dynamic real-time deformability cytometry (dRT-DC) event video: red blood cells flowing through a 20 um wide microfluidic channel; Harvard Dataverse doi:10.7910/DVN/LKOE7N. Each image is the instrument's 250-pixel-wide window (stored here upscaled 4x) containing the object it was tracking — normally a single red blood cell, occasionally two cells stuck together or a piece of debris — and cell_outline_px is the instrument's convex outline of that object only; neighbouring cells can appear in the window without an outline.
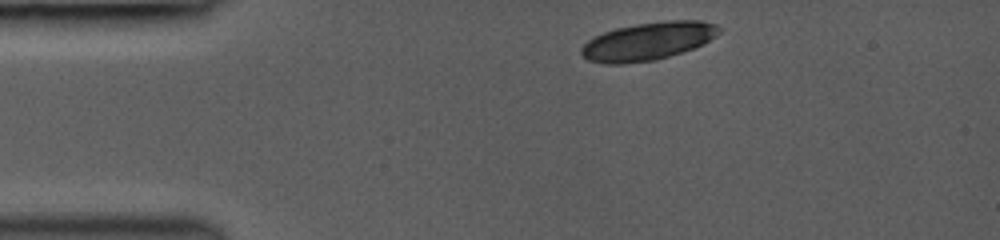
{"species": "common noctule bat (a hibernating species)", "species_latin": "Nyctalus noctula", "temperature_condition": "room temperature", "stored_images_in_passage": 37, "camera_frame_rate_fps": 3000, "um_per_image_px": 0.085, "animal": {"sex": "female", "body_mass_g": 19.0, "forearm_length_mm": 53.3}, "frame": {"image": 1, "passage_image": 1, "time_ms": 0.0, "image_size_px": [1000, 240], "cell_outline_px": [[724, 28], [716, 36], [704, 44], [656, 60], [624, 64], [604, 64], [588, 60], [580, 52], [580, 48], [588, 40], [604, 32], [616, 28], [636, 24], [664, 20], [700, 20], [716, 24]], "centroid_in_image_um": [55.11, 3.5], "position_along_channel_um": 29.9, "area_um2": 30.58}}
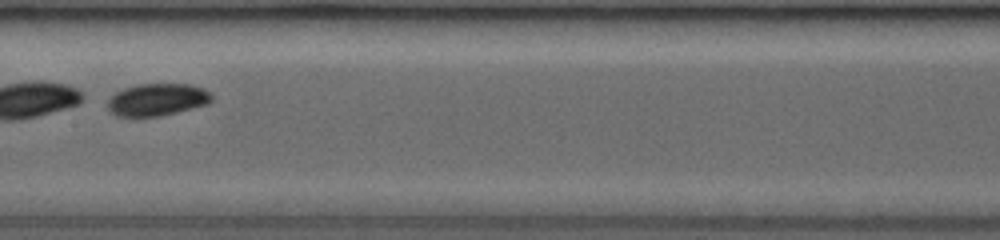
{"frame": {"image": 2, "passage_image": 20, "time_ms": 5.333, "image_size_px": [1000, 240], "cell_outline_px": [[212, 100], [208, 104], [160, 116], [116, 116], [108, 108], [108, 100], [116, 92], [124, 88], [136, 84], [192, 84], [204, 88], [212, 96]], "centroid_in_image_um": [13.37, 8.46], "position_along_channel_um": 194.0, "area_um2": 19.48}}
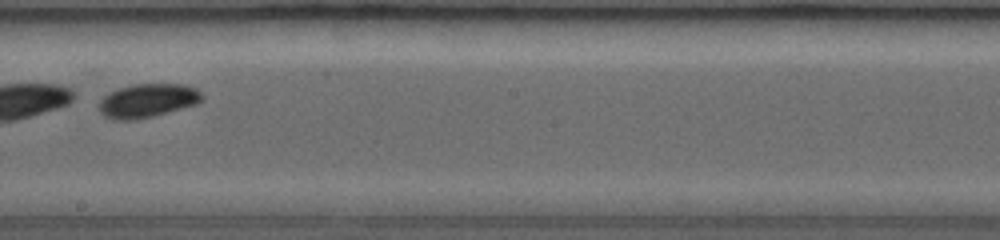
{"frame": {"image": 3, "passage_image": 24, "time_ms": 6.333, "image_size_px": [1000, 240], "cell_outline_px": [[204, 100], [196, 104], [152, 116], [136, 120], [112, 120], [104, 116], [100, 112], [100, 100], [108, 92], [132, 84], [184, 84], [196, 88], [204, 96]], "centroid_in_image_um": [12.54, 8.55], "position_along_channel_um": 235.7, "area_um2": 20.29}}